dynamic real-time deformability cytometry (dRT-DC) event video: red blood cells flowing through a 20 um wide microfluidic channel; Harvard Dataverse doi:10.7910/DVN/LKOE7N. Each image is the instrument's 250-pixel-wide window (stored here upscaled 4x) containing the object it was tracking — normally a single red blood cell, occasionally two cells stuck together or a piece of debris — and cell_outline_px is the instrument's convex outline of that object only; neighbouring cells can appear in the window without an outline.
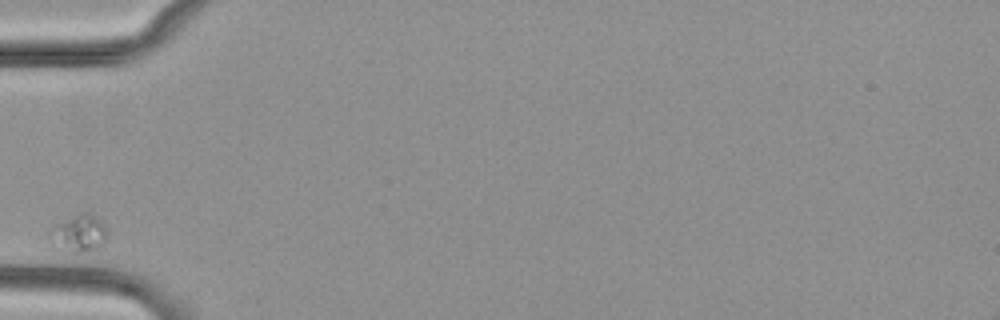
{"species": "common noctule bat (a hibernating species)", "species_latin": "Nyctalus noctula", "temperature_condition": "cold", "stored_images_in_passage": 5, "camera_frame_rate_fps": 3000, "um_per_image_px": 0.085, "animal": {"sex": "female", "body_mass_g": 29.2, "forearm_length_mm": 56.3}, "frame": {"image": 1, "passage_image": 1, "time_ms": 0.0, "image_size_px": [1000, 320], "cell_outline_px": [[108, 236], [100, 248], [96, 252], [60, 252], [52, 248], [48, 240], [48, 232], [56, 224], [80, 212], [88, 212], [100, 220], [104, 224], [108, 232]], "centroid_in_image_um": [6.66, 19.9], "position_along_channel_um": 78.3, "area_um2": 13.29}}